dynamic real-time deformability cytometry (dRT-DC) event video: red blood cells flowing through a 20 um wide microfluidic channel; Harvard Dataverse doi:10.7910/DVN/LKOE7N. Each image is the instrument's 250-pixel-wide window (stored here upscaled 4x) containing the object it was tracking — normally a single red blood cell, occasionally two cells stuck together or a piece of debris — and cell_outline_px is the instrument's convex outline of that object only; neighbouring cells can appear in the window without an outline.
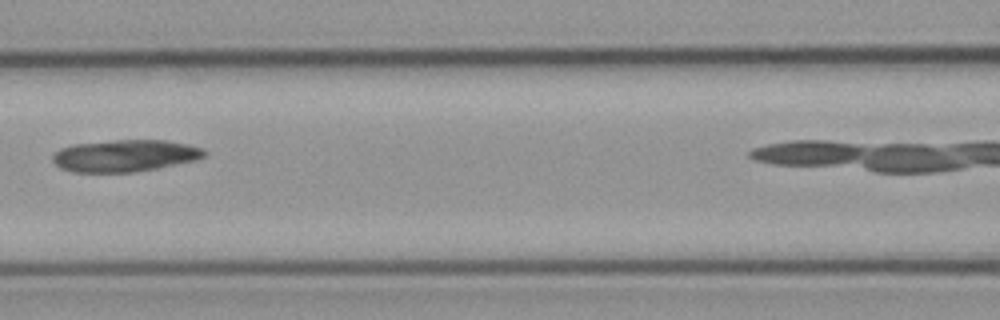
{"species": "common noctule bat (a hibernating species)", "species_latin": "Nyctalus noctula", "temperature_condition": "cold", "stored_images_in_passage": 5, "camera_frame_rate_fps": 3000, "um_per_image_px": 0.085, "animal": {"sex": "male", "body_mass_g": 23.1, "forearm_length_mm": 52.7}, "frame": {"image": 1, "passage_image": 4, "time_ms": 4.333, "image_size_px": [1000, 320], "cell_outline_px": [[208, 156], [196, 160], [156, 168], [132, 172], [72, 172], [60, 168], [52, 160], [52, 156], [60, 148], [72, 144], [116, 140], [164, 140], [188, 144], [204, 148], [208, 152]], "centroid_in_image_um": [10.65, 13.23], "position_along_channel_um": 156.0, "area_um2": 28.38}}
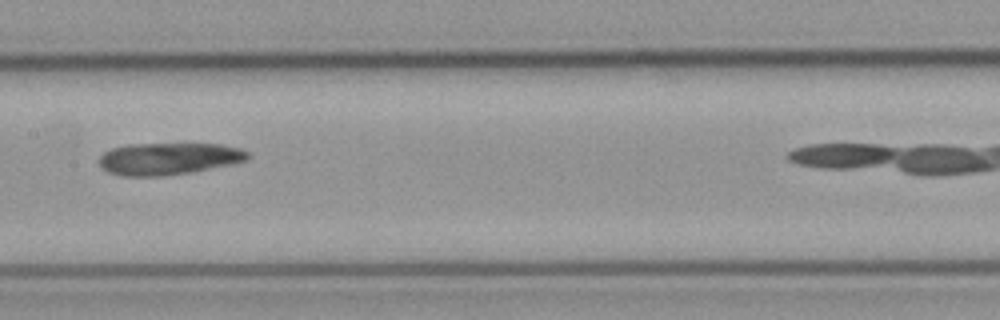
{"frame": {"image": 2, "passage_image": 5, "time_ms": 5.333, "image_size_px": [1000, 320], "cell_outline_px": [[252, 156], [244, 160], [228, 164], [192, 172], [164, 176], [120, 176], [108, 172], [100, 164], [100, 156], [104, 152], [112, 148], [128, 144], [184, 140], [220, 144], [240, 148], [248, 152]], "centroid_in_image_um": [14.35, 13.42], "position_along_channel_um": 193.1, "area_um2": 28.9}}